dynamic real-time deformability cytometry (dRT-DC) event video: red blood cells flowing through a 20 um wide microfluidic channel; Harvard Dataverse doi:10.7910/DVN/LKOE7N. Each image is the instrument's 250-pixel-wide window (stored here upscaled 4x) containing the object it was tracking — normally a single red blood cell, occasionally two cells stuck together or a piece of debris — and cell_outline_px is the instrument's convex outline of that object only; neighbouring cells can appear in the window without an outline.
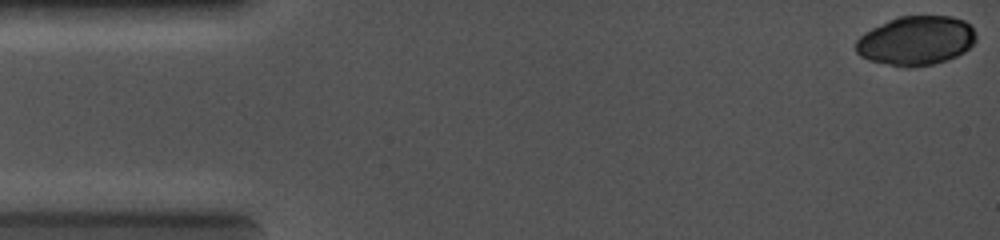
{"species": "common noctule bat (a hibernating species)", "species_latin": "Nyctalus noctula", "temperature_condition": "cold", "stored_images_in_passage": 6, "camera_frame_rate_fps": 5000, "um_per_image_px": 0.085, "animal": {"sex": "female", "body_mass_g": 19.0, "forearm_length_mm": 56.7}, "frame": {"image": 1, "passage_image": 1, "time_ms": 0.0, "image_size_px": [1000, 240], "cell_outline_px": [[976, 40], [964, 52], [956, 56], [932, 64], [908, 68], [900, 68], [868, 60], [860, 56], [856, 52], [856, 40], [864, 32], [872, 28], [900, 16], [952, 16], [964, 20], [972, 28], [976, 36]], "centroid_in_image_um": [77.84, 3.47], "position_along_channel_um": 7.2, "area_um2": 34.45}}